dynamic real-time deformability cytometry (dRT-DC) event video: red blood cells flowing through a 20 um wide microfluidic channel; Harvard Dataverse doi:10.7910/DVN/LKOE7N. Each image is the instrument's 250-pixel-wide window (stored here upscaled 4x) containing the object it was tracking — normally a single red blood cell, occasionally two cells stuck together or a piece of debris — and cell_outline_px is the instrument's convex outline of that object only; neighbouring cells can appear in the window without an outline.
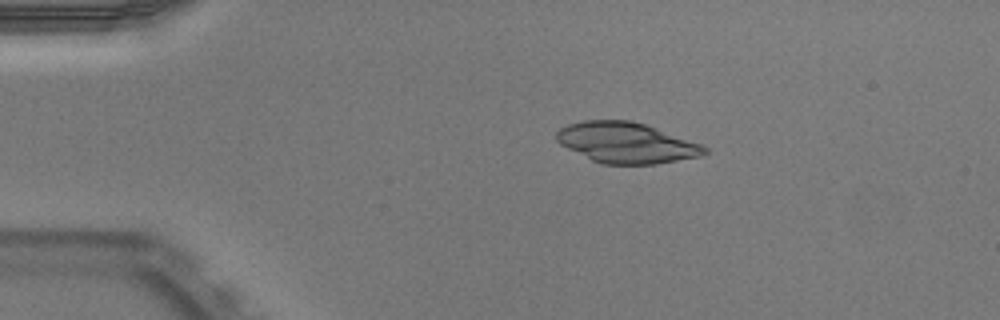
{"species": "Egyptian fruit bat (a non-hibernating species)", "species_latin": "Rousettus aegyptiacus", "temperature_condition": "warm", "stored_images_in_passage": 50, "camera_frame_rate_fps": 3000, "um_per_image_px": 0.085, "animal": {"sex": "male"}, "frame": {"image": 1, "passage_image": 9, "time_ms": 2.667, "image_size_px": [1000, 320], "cell_outline_px": [[708, 152], [700, 156], [656, 164], [604, 164], [592, 160], [560, 144], [556, 140], [556, 132], [560, 128], [568, 124], [584, 120], [632, 120], [704, 144], [708, 148]], "centroid_in_image_um": [53.26, 12.13], "position_along_channel_um": 31.7, "area_um2": 35.03}}